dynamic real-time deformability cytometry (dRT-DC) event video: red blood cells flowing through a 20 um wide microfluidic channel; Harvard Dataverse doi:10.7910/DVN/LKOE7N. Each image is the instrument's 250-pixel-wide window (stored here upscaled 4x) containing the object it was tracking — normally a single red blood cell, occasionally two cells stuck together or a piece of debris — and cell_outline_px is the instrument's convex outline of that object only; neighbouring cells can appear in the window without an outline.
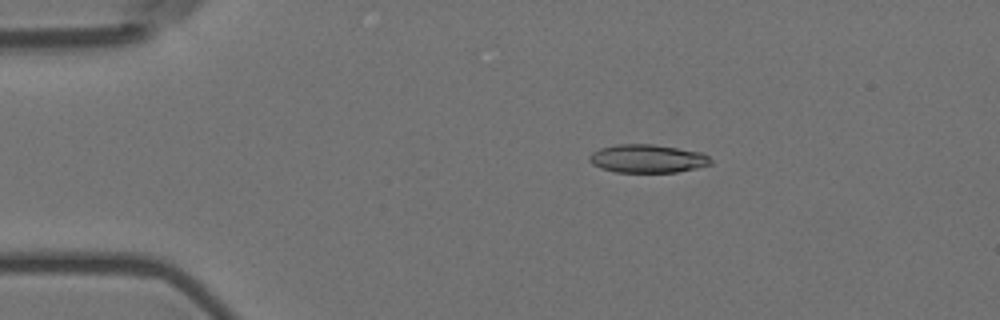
{"species": "Egyptian fruit bat (a non-hibernating species)", "species_latin": "Rousettus aegyptiacus", "temperature_condition": "room temperature", "stored_images_in_passage": 39, "camera_frame_rate_fps": 3000, "um_per_image_px": 0.085, "animal": {"sex": "female"}, "frame": {"image": 1, "passage_image": 9, "time_ms": 2.667, "image_size_px": [1000, 320], "cell_outline_px": [[712, 164], [696, 168], [676, 172], [616, 172], [600, 168], [592, 164], [588, 160], [588, 156], [592, 152], [600, 148], [616, 144], [652, 144], [700, 152], [708, 156], [712, 160]], "centroid_in_image_um": [55.0, 13.48], "position_along_channel_um": 30.0, "area_um2": 20.0}}
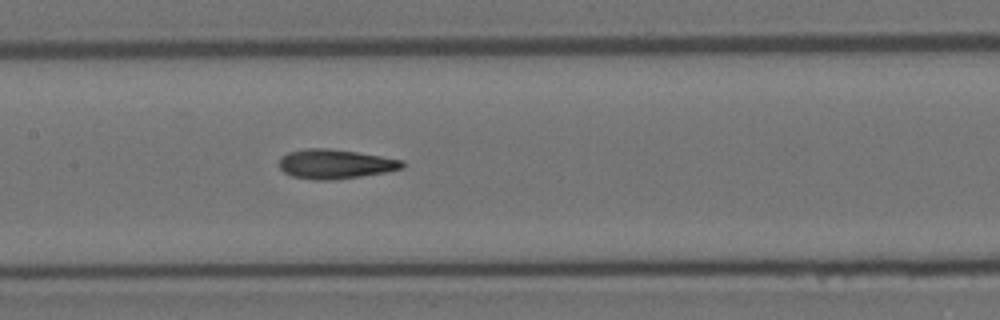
{"frame": {"image": 2, "passage_image": 26, "time_ms": 8.333, "image_size_px": [1000, 320], "cell_outline_px": [[404, 168], [384, 172], [360, 176], [332, 180], [316, 180], [292, 176], [284, 172], [280, 168], [280, 160], [288, 152], [308, 148], [328, 148], [356, 152], [404, 160]], "centroid_in_image_um": [28.5, 13.94], "position_along_channel_um": 178.9, "area_um2": 20.87}}
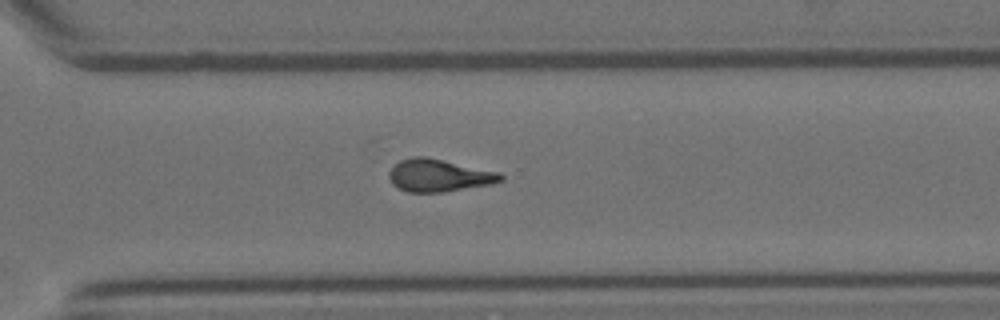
{"frame": {"image": 3, "passage_image": 39, "time_ms": 12.667, "image_size_px": [1000, 320], "cell_outline_px": [[504, 180], [492, 184], [444, 192], [408, 192], [392, 184], [388, 176], [388, 172], [400, 160], [412, 156], [424, 156], [500, 172], [504, 176]], "centroid_in_image_um": [37.32, 14.91], "position_along_channel_um": 333.3, "area_um2": 21.15}}